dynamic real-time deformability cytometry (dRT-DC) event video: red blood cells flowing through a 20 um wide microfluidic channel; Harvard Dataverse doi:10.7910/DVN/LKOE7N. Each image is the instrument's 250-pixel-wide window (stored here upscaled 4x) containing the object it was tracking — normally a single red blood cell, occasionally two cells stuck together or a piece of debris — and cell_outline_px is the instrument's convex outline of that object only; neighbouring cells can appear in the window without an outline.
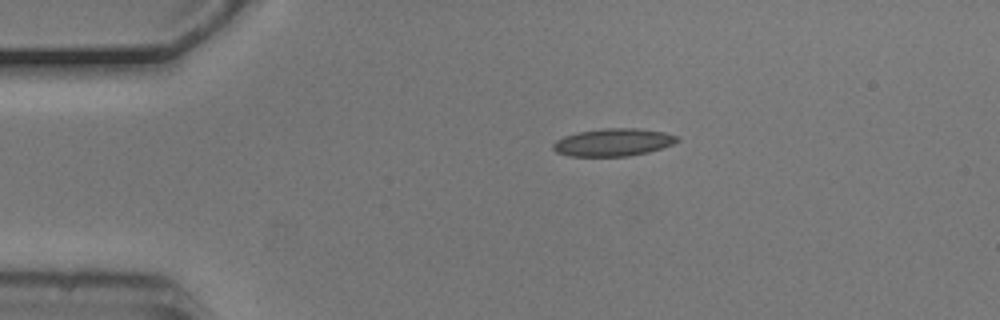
{"species": "common noctule bat (a hibernating species)", "species_latin": "Nyctalus noctula", "temperature_condition": "cold", "stored_images_in_passage": 3, "camera_frame_rate_fps": 3000, "um_per_image_px": 0.085, "animal": {"sex": "male", "body_mass_g": 20.5, "forearm_length_mm": 52.5}, "frame": {"image": 1, "passage_image": 1, "time_ms": 0.0, "image_size_px": [1000, 320], "cell_outline_px": [[680, 140], [672, 144], [648, 152], [628, 156], [568, 156], [556, 152], [552, 148], [552, 144], [556, 140], [564, 136], [580, 132], [604, 128], [636, 128], [664, 132], [680, 136]], "centroid_in_image_um": [52.12, 12.09], "position_along_channel_um": 32.9, "area_um2": 19.94}}
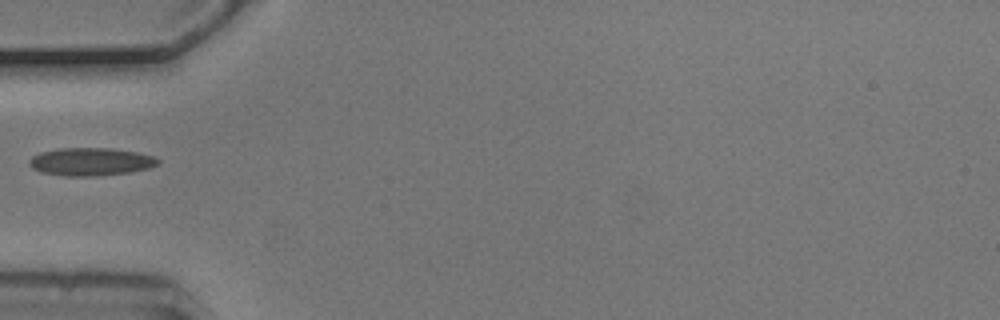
{"frame": {"image": 2, "passage_image": 3, "time_ms": 0.667, "image_size_px": [1000, 320], "cell_outline_px": [[160, 164], [148, 168], [128, 172], [96, 176], [64, 176], [40, 172], [32, 168], [28, 164], [28, 160], [32, 156], [40, 152], [60, 148], [112, 148], [136, 152], [152, 156], [160, 160]], "centroid_in_image_um": [7.67, 13.74], "position_along_channel_um": 77.3, "area_um2": 20.98}}